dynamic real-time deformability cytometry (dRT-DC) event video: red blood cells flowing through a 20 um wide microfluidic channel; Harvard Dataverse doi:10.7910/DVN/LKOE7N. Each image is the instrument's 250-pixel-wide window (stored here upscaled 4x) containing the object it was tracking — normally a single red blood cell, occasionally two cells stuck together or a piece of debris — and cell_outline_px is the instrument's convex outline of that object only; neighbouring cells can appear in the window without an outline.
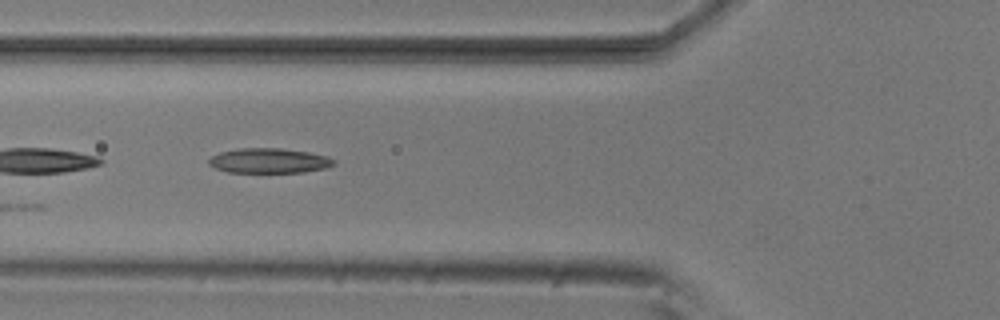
{"species": "common noctule bat (a hibernating species)", "species_latin": "Nyctalus noctula", "temperature_condition": "room temperature", "stored_images_in_passage": 8, "camera_frame_rate_fps": 3000, "um_per_image_px": 0.085, "animal": {"sex": "male", "body_mass_g": 20.5, "forearm_length_mm": 52.5}, "frame": {"image": 1, "passage_image": 6, "time_ms": 1.667, "image_size_px": [1000, 320], "cell_outline_px": [[336, 164], [328, 168], [304, 172], [228, 172], [216, 168], [208, 164], [208, 160], [212, 156], [220, 152], [240, 148], [280, 148], [308, 152], [328, 156], [336, 160]], "centroid_in_image_um": [22.92, 13.66], "position_along_channel_um": 102.9, "area_um2": 18.21}}